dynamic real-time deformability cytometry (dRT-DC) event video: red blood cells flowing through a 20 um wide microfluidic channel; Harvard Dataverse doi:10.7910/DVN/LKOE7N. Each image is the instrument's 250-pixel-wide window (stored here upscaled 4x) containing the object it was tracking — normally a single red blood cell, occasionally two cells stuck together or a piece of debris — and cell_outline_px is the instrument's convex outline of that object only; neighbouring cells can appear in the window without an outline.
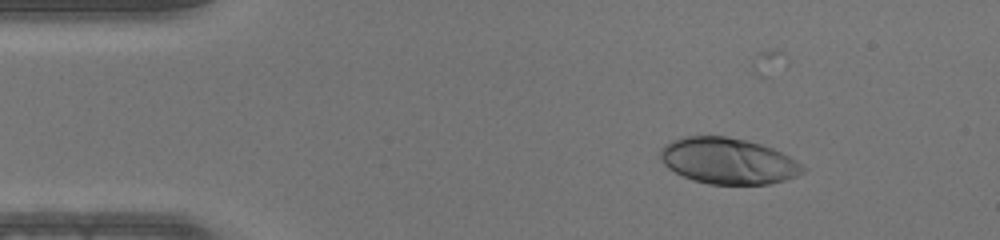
{"species": "human", "species_latin": "Homo sapiens", "temperature_condition": "warm", "stored_images_in_passage": 23, "camera_frame_rate_fps": 3000, "um_per_image_px": 0.085, "donor": {"sex": "male"}, "frame": {"image": 1, "passage_image": 7, "time_ms": 2.0, "image_size_px": [1000, 240], "cell_outline_px": [[808, 168], [804, 172], [796, 176], [784, 180], [768, 184], [708, 184], [692, 180], [668, 168], [660, 160], [660, 148], [664, 144], [672, 140], [684, 136], [724, 136], [744, 140], [760, 144], [772, 148], [796, 160]], "centroid_in_image_um": [61.87, 13.68], "position_along_channel_um": 23.1, "area_um2": 38.26}}
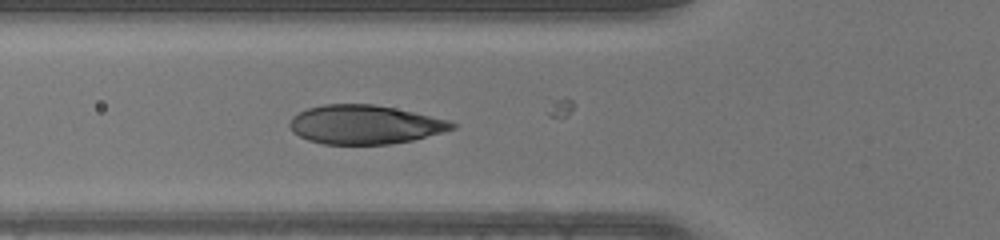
{"frame": {"image": 2, "passage_image": 17, "time_ms": 5.333, "image_size_px": [1000, 240], "cell_outline_px": [[456, 128], [412, 140], [388, 144], [324, 144], [308, 140], [292, 132], [288, 124], [292, 116], [308, 108], [324, 104], [372, 104], [412, 112], [448, 120], [456, 124]], "centroid_in_image_um": [30.96, 10.59], "position_along_channel_um": 94.8, "area_um2": 36.47}}
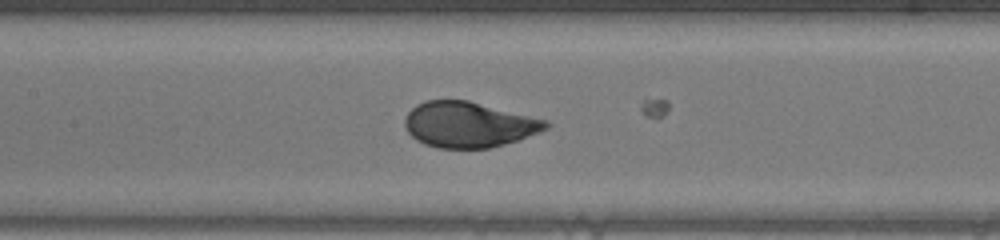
{"frame": {"image": 3, "passage_image": 22, "time_ms": 7.0, "image_size_px": [1000, 240], "cell_outline_px": [[552, 124], [548, 128], [540, 132], [504, 144], [488, 148], [436, 148], [424, 144], [416, 140], [404, 128], [404, 120], [408, 112], [416, 104], [424, 100], [468, 100], [548, 120]], "centroid_in_image_um": [39.83, 10.58], "position_along_channel_um": 167.6, "area_um2": 37.63}}